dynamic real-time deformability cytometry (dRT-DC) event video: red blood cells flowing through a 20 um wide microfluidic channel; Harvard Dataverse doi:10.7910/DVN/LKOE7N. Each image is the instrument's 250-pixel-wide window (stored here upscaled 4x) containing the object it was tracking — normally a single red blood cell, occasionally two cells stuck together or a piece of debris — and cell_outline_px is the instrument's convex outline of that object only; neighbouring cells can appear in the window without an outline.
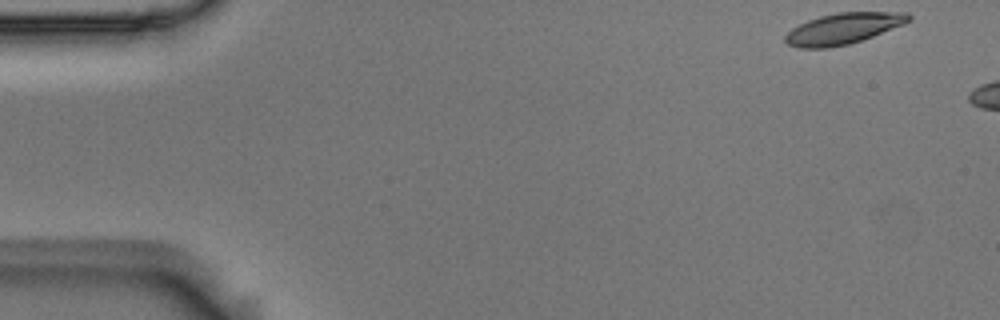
{"species": "Egyptian fruit bat (a non-hibernating species)", "species_latin": "Rousettus aegyptiacus", "temperature_condition": "room temperature", "stored_images_in_passage": 6, "camera_frame_rate_fps": 3000, "um_per_image_px": 0.085, "animal": {"sex": "male"}, "frame": {"image": 1, "passage_image": 1, "time_ms": 0.0, "image_size_px": [1000, 320], "cell_outline_px": [[912, 20], [904, 24], [872, 36], [848, 44], [828, 48], [800, 48], [788, 44], [784, 40], [784, 36], [792, 28], [808, 20], [820, 16], [836, 12], [908, 12], [912, 16]], "centroid_in_image_um": [71.68, 2.42], "position_along_channel_um": 13.3, "area_um2": 22.25}}